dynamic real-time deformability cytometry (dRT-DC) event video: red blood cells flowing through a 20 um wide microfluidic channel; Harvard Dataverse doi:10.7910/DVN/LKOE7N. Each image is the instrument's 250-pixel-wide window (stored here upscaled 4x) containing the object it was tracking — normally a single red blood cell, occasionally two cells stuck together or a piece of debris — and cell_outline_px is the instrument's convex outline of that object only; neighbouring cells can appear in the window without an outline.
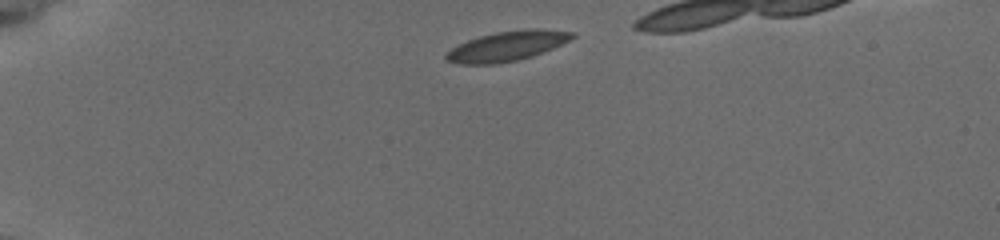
{"species": "common noctule bat (a hibernating species)", "species_latin": "Nyctalus noctula", "temperature_condition": "cold", "stored_images_in_passage": 15, "segment_of_instrument_passage": [1, 2], "camera_frame_rate_fps": 3000, "um_per_image_px": 0.085, "animal": {"sex": "female", "body_mass_g": 19.5, "forearm_length_mm": 54.1}, "frame": {"image": 1, "passage_image": 1, "time_ms": 0.0, "image_size_px": [1000, 240], "cell_outline_px": [[576, 36], [552, 48], [532, 56], [516, 60], [496, 64], [456, 64], [444, 60], [444, 56], [452, 48], [468, 40], [480, 36], [496, 32], [528, 28], [536, 28], [576, 32]], "centroid_in_image_um": [43.08, 3.91], "position_along_channel_um": 41.9, "area_um2": 21.79}}
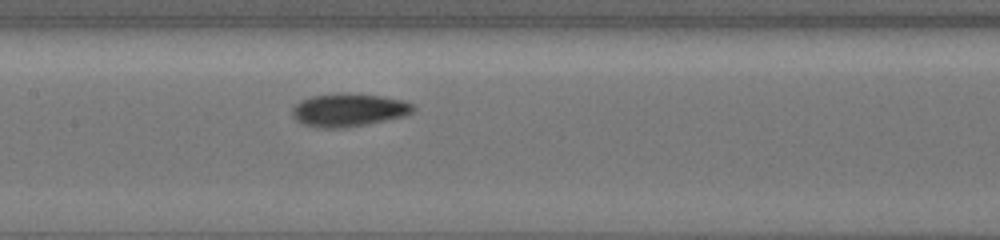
{"frame": {"image": 2, "passage_image": 9, "time_ms": 5.0, "image_size_px": [1000, 240], "cell_outline_px": [[416, 108], [412, 112], [404, 116], [344, 128], [320, 128], [304, 124], [296, 120], [292, 116], [292, 108], [300, 100], [312, 96], [340, 92], [348, 92], [384, 96], [404, 100], [416, 104]], "centroid_in_image_um": [29.65, 9.32], "position_along_channel_um": 177.7, "area_um2": 23.58}}
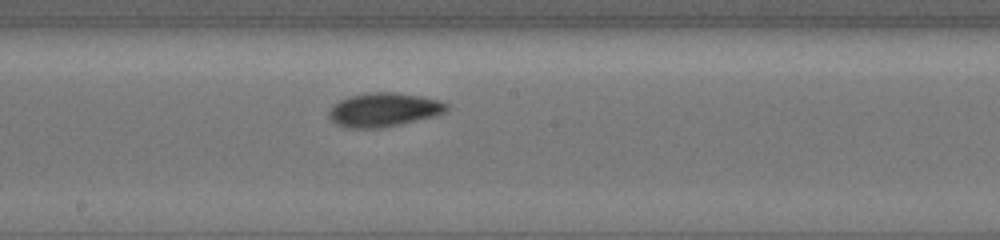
{"frame": {"image": 3, "passage_image": 12, "time_ms": 6.0, "image_size_px": [1000, 240], "cell_outline_px": [[448, 108], [444, 112], [436, 116], [400, 124], [380, 128], [352, 128], [340, 124], [332, 120], [328, 116], [328, 112], [340, 100], [348, 96], [368, 92], [396, 92], [420, 96], [440, 100], [448, 104]], "centroid_in_image_um": [32.66, 9.31], "position_along_channel_um": 215.5, "area_um2": 23.06}}